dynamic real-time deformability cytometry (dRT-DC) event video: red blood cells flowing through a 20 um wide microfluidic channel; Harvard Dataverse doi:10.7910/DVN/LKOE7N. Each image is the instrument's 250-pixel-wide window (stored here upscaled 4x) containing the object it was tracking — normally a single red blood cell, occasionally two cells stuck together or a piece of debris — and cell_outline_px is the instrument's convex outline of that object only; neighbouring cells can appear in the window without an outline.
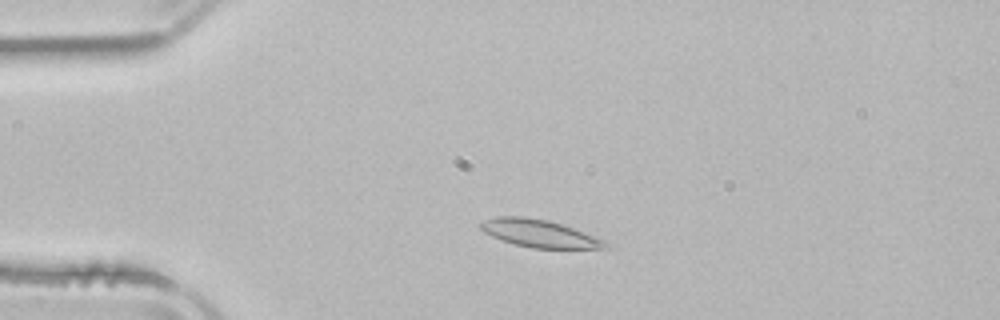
{"species": "common noctule bat (a hibernating species)", "species_latin": "Nyctalus noctula", "temperature_condition": "room temperature", "stored_images_in_passage": 4, "camera_frame_rate_fps": 3000, "um_per_image_px": 0.085, "animal": {"sex": "male", "body_mass_g": 21.5, "forearm_length_mm": 52.0}, "frame": {"image": 1, "passage_image": 2, "time_ms": 1.667, "image_size_px": [1000, 320], "cell_outline_px": [[612, 244], [608, 248], [532, 248], [512, 244], [492, 236], [484, 232], [480, 228], [480, 224], [484, 220], [496, 216], [524, 216], [548, 220], [572, 228], [604, 240]], "centroid_in_image_um": [45.83, 19.84], "position_along_channel_um": 39.2, "area_um2": 19.94}}
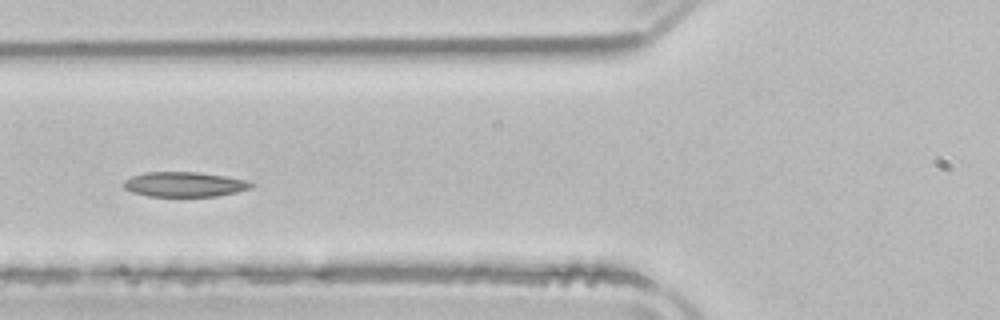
{"frame": {"image": 2, "passage_image": 4, "time_ms": 4.333, "image_size_px": [1000, 320], "cell_outline_px": [[256, 184], [252, 188], [236, 192], [216, 196], [148, 196], [132, 192], [124, 188], [124, 180], [132, 176], [144, 172], [196, 172], [224, 176], [248, 180]], "centroid_in_image_um": [15.7, 15.67], "position_along_channel_um": 110.1, "area_um2": 18.5}}